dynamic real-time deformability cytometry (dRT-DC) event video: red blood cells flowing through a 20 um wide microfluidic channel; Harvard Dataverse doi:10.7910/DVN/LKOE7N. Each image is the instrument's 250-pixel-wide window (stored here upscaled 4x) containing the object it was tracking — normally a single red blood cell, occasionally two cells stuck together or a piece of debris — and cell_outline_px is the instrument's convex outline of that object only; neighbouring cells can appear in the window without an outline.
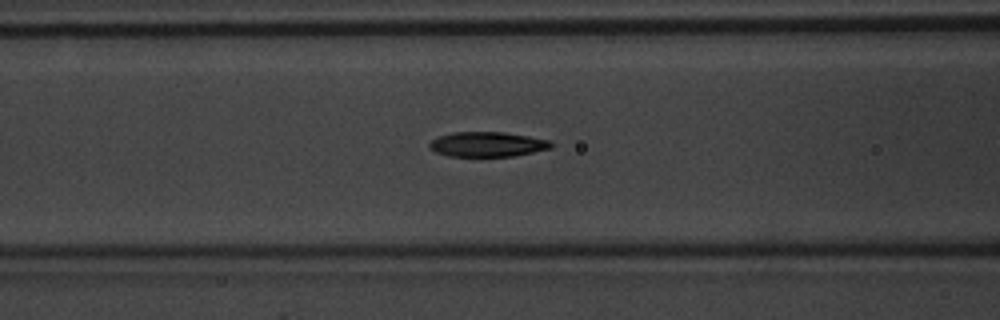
{"species": "common noctule bat (a hibernating species)", "species_latin": "Nyctalus noctula", "temperature_condition": "warm", "stored_images_in_passage": 48, "camera_frame_rate_fps": 3000, "um_per_image_px": 0.085, "animal": {"sex": "male", "body_mass_g": 20.1, "forearm_length_mm": 53.5}, "frame": {"image": 1, "passage_image": 20, "time_ms": 6.333, "image_size_px": [1000, 320], "cell_outline_px": [[552, 148], [512, 156], [448, 156], [436, 152], [428, 144], [432, 140], [440, 136], [452, 132], [504, 132], [552, 140]], "centroid_in_image_um": [41.46, 12.26], "position_along_channel_um": 125.1, "area_um2": 17.51}}
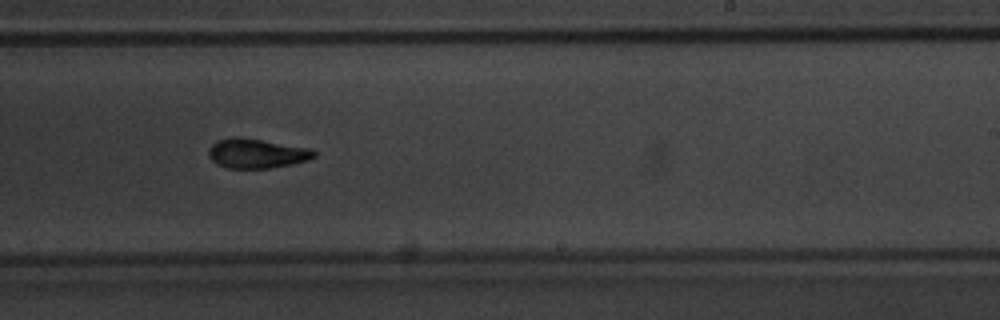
{"frame": {"image": 2, "passage_image": 30, "time_ms": 9.667, "image_size_px": [1000, 320], "cell_outline_px": [[316, 156], [308, 160], [292, 164], [268, 168], [228, 168], [216, 164], [208, 156], [208, 148], [216, 140], [232, 136], [244, 136], [312, 148], [316, 152]], "centroid_in_image_um": [21.81, 13.01], "position_along_channel_um": 267.2, "area_um2": 18.67}}
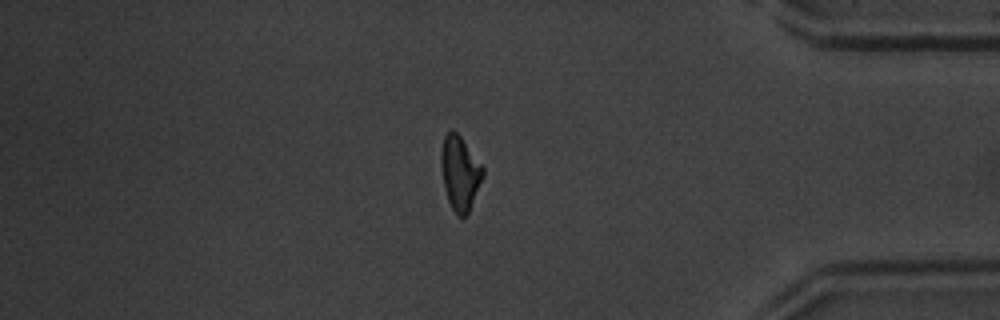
{"frame": {"image": 3, "passage_image": 41, "time_ms": 13.333, "image_size_px": [1000, 320], "cell_outline_px": [[484, 176], [468, 212], [464, 216], [456, 216], [448, 200], [444, 188], [440, 164], [440, 152], [444, 136], [452, 128], [460, 136], [484, 168]], "centroid_in_image_um": [39.08, 14.69], "position_along_channel_um": 396.1, "area_um2": 18.03}}